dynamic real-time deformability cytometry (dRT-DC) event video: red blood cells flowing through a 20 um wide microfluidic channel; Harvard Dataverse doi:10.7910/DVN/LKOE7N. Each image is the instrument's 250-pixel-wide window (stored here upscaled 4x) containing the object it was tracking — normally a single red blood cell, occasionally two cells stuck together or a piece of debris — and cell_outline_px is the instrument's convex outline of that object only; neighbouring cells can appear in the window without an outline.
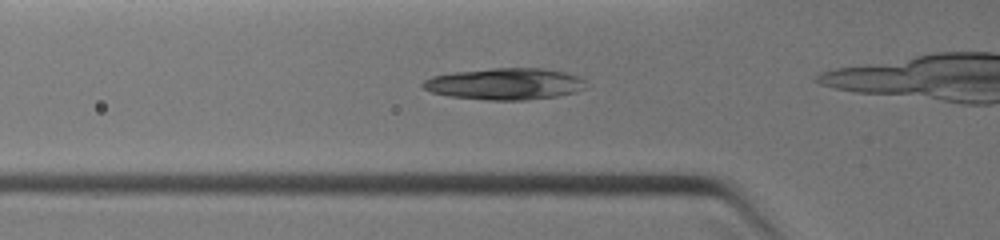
{"species": "common noctule bat (a hibernating species)", "species_latin": "Nyctalus noctula", "temperature_condition": "warm", "stored_images_in_passage": 8, "camera_frame_rate_fps": 3000, "um_per_image_px": 0.085, "animal": {"sex": "female", "body_mass_g": 19.0, "forearm_length_mm": 51.5}, "frame": {"image": 1, "passage_image": 6, "time_ms": 1.0, "image_size_px": [1000, 240], "cell_outline_px": [[584, 88], [576, 92], [556, 96], [524, 100], [488, 100], [448, 96], [432, 92], [424, 88], [420, 84], [424, 80], [432, 76], [452, 72], [492, 68], [544, 68], [564, 72], [580, 76], [584, 80]], "centroid_in_image_um": [42.9, 7.12], "position_along_channel_um": 82.9, "area_um2": 30.06}}